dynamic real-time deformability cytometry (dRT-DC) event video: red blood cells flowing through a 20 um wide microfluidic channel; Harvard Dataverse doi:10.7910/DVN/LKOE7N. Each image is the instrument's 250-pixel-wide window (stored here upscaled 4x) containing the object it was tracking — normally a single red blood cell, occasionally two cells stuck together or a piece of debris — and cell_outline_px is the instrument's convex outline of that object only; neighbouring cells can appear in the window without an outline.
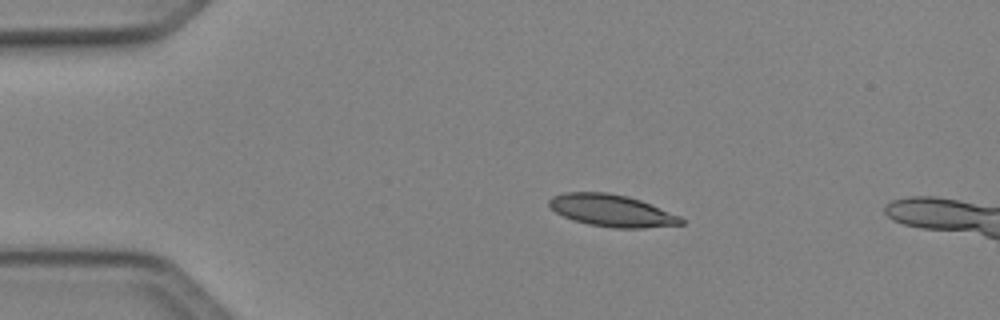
{"species": "Egyptian fruit bat (a non-hibernating species)", "species_latin": "Rousettus aegyptiacus", "temperature_condition": "cold", "stored_images_in_passage": 7, "camera_frame_rate_fps": 3000, "um_per_image_px": 0.085, "animal": {"sex": "female"}, "frame": {"image": 1, "passage_image": 1, "time_ms": 0.0, "image_size_px": [1000, 320], "cell_outline_px": [[684, 224], [644, 228], [612, 228], [588, 224], [572, 220], [556, 212], [548, 204], [548, 200], [552, 196], [564, 192], [604, 192], [628, 196], [640, 200], [680, 216], [684, 220]], "centroid_in_image_um": [51.98, 17.9], "position_along_channel_um": 33.0, "area_um2": 24.62}}